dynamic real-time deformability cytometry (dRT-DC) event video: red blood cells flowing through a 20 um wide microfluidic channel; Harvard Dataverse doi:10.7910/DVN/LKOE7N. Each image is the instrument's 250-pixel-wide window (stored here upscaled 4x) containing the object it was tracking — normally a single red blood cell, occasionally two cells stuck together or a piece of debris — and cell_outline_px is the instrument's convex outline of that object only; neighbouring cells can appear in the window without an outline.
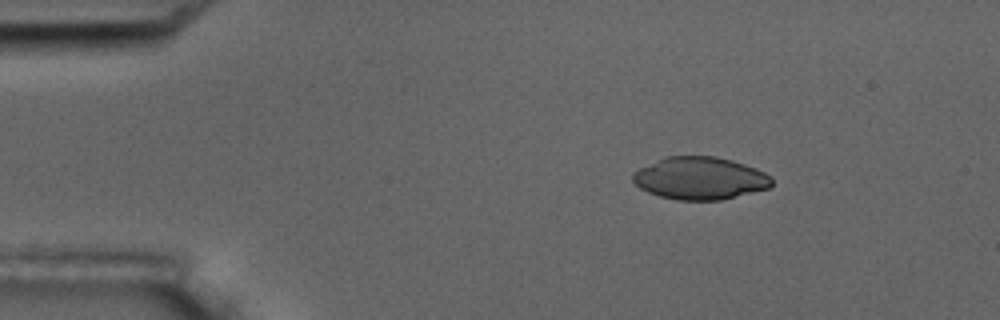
{"species": "common noctule bat (a hibernating species)", "species_latin": "Nyctalus noctula", "temperature_condition": "room temperature", "stored_images_in_passage": 4, "camera_frame_rate_fps": 3000, "um_per_image_px": 0.085, "animal": {"sex": "male", "body_mass_g": 17.5, "forearm_length_mm": 52.3}, "frame": {"image": 1, "passage_image": 2, "time_ms": 1.333, "image_size_px": [1000, 320], "cell_outline_px": [[772, 184], [768, 188], [720, 200], [676, 200], [660, 196], [648, 192], [640, 188], [632, 180], [632, 172], [664, 156], [716, 156], [732, 160], [756, 168], [772, 176]], "centroid_in_image_um": [59.48, 15.14], "position_along_channel_um": 25.5, "area_um2": 34.45}}